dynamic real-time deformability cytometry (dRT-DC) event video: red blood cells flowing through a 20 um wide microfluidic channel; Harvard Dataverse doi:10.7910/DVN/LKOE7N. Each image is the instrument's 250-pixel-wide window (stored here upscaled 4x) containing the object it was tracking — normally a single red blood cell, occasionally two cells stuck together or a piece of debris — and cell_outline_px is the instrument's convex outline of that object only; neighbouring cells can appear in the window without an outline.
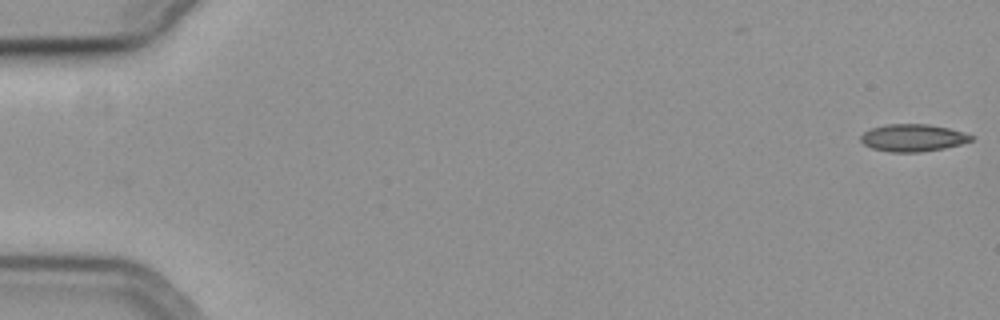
{"species": "common noctule bat (a hibernating species)", "species_latin": "Nyctalus noctula", "temperature_condition": "cold", "stored_images_in_passage": 57, "camera_frame_rate_fps": 3000, "um_per_image_px": 0.085, "animal": {"sex": "female", "body_mass_g": 19.3, "forearm_length_mm": 54.1}, "frame": {"image": 1, "passage_image": 1, "time_ms": 0.0, "image_size_px": [1000, 320], "cell_outline_px": [[976, 136], [972, 140], [960, 144], [944, 148], [920, 152], [892, 152], [872, 148], [864, 144], [860, 140], [860, 136], [864, 132], [872, 128], [888, 124], [928, 124], [948, 128], [964, 132]], "centroid_in_image_um": [77.61, 11.71], "position_along_channel_um": 7.4, "area_um2": 17.51}}
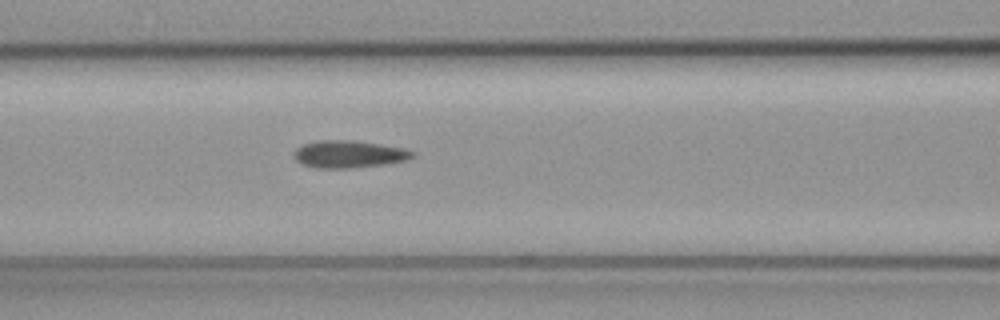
{"frame": {"image": 2, "passage_image": 25, "time_ms": 8.0, "image_size_px": [1000, 320], "cell_outline_px": [[416, 156], [404, 160], [384, 164], [352, 168], [316, 168], [300, 164], [292, 156], [296, 148], [304, 144], [316, 140], [352, 140], [404, 148], [416, 152]], "centroid_in_image_um": [29.62, 13.1], "position_along_channel_um": 137.0, "area_um2": 18.96}}
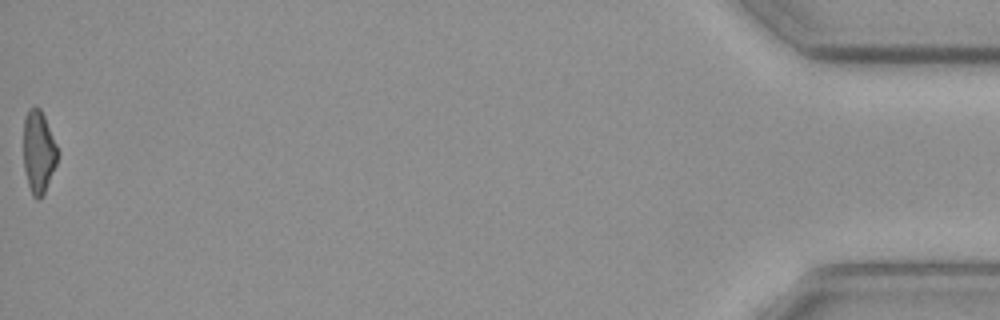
{"frame": {"image": 3, "passage_image": 57, "time_ms": 18.667, "image_size_px": [1000, 320], "cell_outline_px": [[60, 152], [56, 164], [44, 192], [40, 200], [36, 200], [32, 196], [28, 184], [24, 168], [24, 116], [28, 108], [40, 108], [44, 116]], "centroid_in_image_um": [3.28, 12.92], "position_along_channel_um": 431.9, "area_um2": 16.42}}